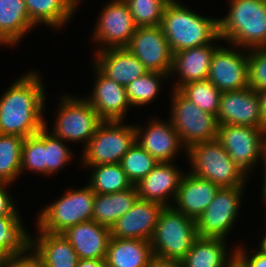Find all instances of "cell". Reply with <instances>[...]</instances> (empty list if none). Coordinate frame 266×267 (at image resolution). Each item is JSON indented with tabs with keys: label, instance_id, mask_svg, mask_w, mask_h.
I'll use <instances>...</instances> for the list:
<instances>
[{
	"label": "cell",
	"instance_id": "obj_1",
	"mask_svg": "<svg viewBox=\"0 0 266 267\" xmlns=\"http://www.w3.org/2000/svg\"><path fill=\"white\" fill-rule=\"evenodd\" d=\"M39 75L37 71L26 72L0 96V134L27 138L45 126L46 95Z\"/></svg>",
	"mask_w": 266,
	"mask_h": 267
},
{
	"label": "cell",
	"instance_id": "obj_2",
	"mask_svg": "<svg viewBox=\"0 0 266 267\" xmlns=\"http://www.w3.org/2000/svg\"><path fill=\"white\" fill-rule=\"evenodd\" d=\"M172 53L222 41L218 18L200 15L178 2L170 0L160 24Z\"/></svg>",
	"mask_w": 266,
	"mask_h": 267
},
{
	"label": "cell",
	"instance_id": "obj_3",
	"mask_svg": "<svg viewBox=\"0 0 266 267\" xmlns=\"http://www.w3.org/2000/svg\"><path fill=\"white\" fill-rule=\"evenodd\" d=\"M228 2V13L218 18L222 41L247 50L266 47V3L263 0Z\"/></svg>",
	"mask_w": 266,
	"mask_h": 267
},
{
	"label": "cell",
	"instance_id": "obj_4",
	"mask_svg": "<svg viewBox=\"0 0 266 267\" xmlns=\"http://www.w3.org/2000/svg\"><path fill=\"white\" fill-rule=\"evenodd\" d=\"M190 172L220 188L245 187L248 176L230 158L217 140L198 142L187 150Z\"/></svg>",
	"mask_w": 266,
	"mask_h": 267
},
{
	"label": "cell",
	"instance_id": "obj_5",
	"mask_svg": "<svg viewBox=\"0 0 266 267\" xmlns=\"http://www.w3.org/2000/svg\"><path fill=\"white\" fill-rule=\"evenodd\" d=\"M198 237L196 220L165 206L150 240L153 255L181 261Z\"/></svg>",
	"mask_w": 266,
	"mask_h": 267
},
{
	"label": "cell",
	"instance_id": "obj_6",
	"mask_svg": "<svg viewBox=\"0 0 266 267\" xmlns=\"http://www.w3.org/2000/svg\"><path fill=\"white\" fill-rule=\"evenodd\" d=\"M95 192L88 186L68 189L63 196L40 210L36 226L50 233L92 220Z\"/></svg>",
	"mask_w": 266,
	"mask_h": 267
},
{
	"label": "cell",
	"instance_id": "obj_7",
	"mask_svg": "<svg viewBox=\"0 0 266 267\" xmlns=\"http://www.w3.org/2000/svg\"><path fill=\"white\" fill-rule=\"evenodd\" d=\"M136 142L135 126L104 120L81 153L82 166L118 164Z\"/></svg>",
	"mask_w": 266,
	"mask_h": 267
},
{
	"label": "cell",
	"instance_id": "obj_8",
	"mask_svg": "<svg viewBox=\"0 0 266 267\" xmlns=\"http://www.w3.org/2000/svg\"><path fill=\"white\" fill-rule=\"evenodd\" d=\"M52 134L63 141L82 142L84 148L104 121L85 97L61 95Z\"/></svg>",
	"mask_w": 266,
	"mask_h": 267
},
{
	"label": "cell",
	"instance_id": "obj_9",
	"mask_svg": "<svg viewBox=\"0 0 266 267\" xmlns=\"http://www.w3.org/2000/svg\"><path fill=\"white\" fill-rule=\"evenodd\" d=\"M171 112L168 118L178 133L182 144L190 146L217 139L216 116L201 110L178 90L171 89Z\"/></svg>",
	"mask_w": 266,
	"mask_h": 267
},
{
	"label": "cell",
	"instance_id": "obj_10",
	"mask_svg": "<svg viewBox=\"0 0 266 267\" xmlns=\"http://www.w3.org/2000/svg\"><path fill=\"white\" fill-rule=\"evenodd\" d=\"M217 140L227 151L229 158L247 176L258 161L264 158L266 149L264 128L222 124L218 126Z\"/></svg>",
	"mask_w": 266,
	"mask_h": 267
},
{
	"label": "cell",
	"instance_id": "obj_11",
	"mask_svg": "<svg viewBox=\"0 0 266 267\" xmlns=\"http://www.w3.org/2000/svg\"><path fill=\"white\" fill-rule=\"evenodd\" d=\"M245 187L220 188L212 203L196 220L199 237L227 238L240 214Z\"/></svg>",
	"mask_w": 266,
	"mask_h": 267
},
{
	"label": "cell",
	"instance_id": "obj_12",
	"mask_svg": "<svg viewBox=\"0 0 266 267\" xmlns=\"http://www.w3.org/2000/svg\"><path fill=\"white\" fill-rule=\"evenodd\" d=\"M137 26L124 0H111L102 6L92 39L102 44L98 50L126 47Z\"/></svg>",
	"mask_w": 266,
	"mask_h": 267
},
{
	"label": "cell",
	"instance_id": "obj_13",
	"mask_svg": "<svg viewBox=\"0 0 266 267\" xmlns=\"http://www.w3.org/2000/svg\"><path fill=\"white\" fill-rule=\"evenodd\" d=\"M230 46H219L215 50L207 77L221 92L250 87L247 49Z\"/></svg>",
	"mask_w": 266,
	"mask_h": 267
},
{
	"label": "cell",
	"instance_id": "obj_14",
	"mask_svg": "<svg viewBox=\"0 0 266 267\" xmlns=\"http://www.w3.org/2000/svg\"><path fill=\"white\" fill-rule=\"evenodd\" d=\"M126 48L148 71L170 74L173 53L160 25L137 27Z\"/></svg>",
	"mask_w": 266,
	"mask_h": 267
},
{
	"label": "cell",
	"instance_id": "obj_15",
	"mask_svg": "<svg viewBox=\"0 0 266 267\" xmlns=\"http://www.w3.org/2000/svg\"><path fill=\"white\" fill-rule=\"evenodd\" d=\"M217 124L263 128L259 93L251 87L222 92L216 115Z\"/></svg>",
	"mask_w": 266,
	"mask_h": 267
},
{
	"label": "cell",
	"instance_id": "obj_16",
	"mask_svg": "<svg viewBox=\"0 0 266 267\" xmlns=\"http://www.w3.org/2000/svg\"><path fill=\"white\" fill-rule=\"evenodd\" d=\"M157 119V120H155ZM151 119L147 128L135 126L136 142L158 162H174L175 155L187 148L173 128L170 120L164 122L160 118Z\"/></svg>",
	"mask_w": 266,
	"mask_h": 267
},
{
	"label": "cell",
	"instance_id": "obj_17",
	"mask_svg": "<svg viewBox=\"0 0 266 267\" xmlns=\"http://www.w3.org/2000/svg\"><path fill=\"white\" fill-rule=\"evenodd\" d=\"M95 84L91 95L85 99L103 120L124 121L127 111L133 108L128 100L126 88L105 76L93 66Z\"/></svg>",
	"mask_w": 266,
	"mask_h": 267
},
{
	"label": "cell",
	"instance_id": "obj_18",
	"mask_svg": "<svg viewBox=\"0 0 266 267\" xmlns=\"http://www.w3.org/2000/svg\"><path fill=\"white\" fill-rule=\"evenodd\" d=\"M163 208L160 203L138 198L133 207L110 228L111 237L150 241Z\"/></svg>",
	"mask_w": 266,
	"mask_h": 267
},
{
	"label": "cell",
	"instance_id": "obj_19",
	"mask_svg": "<svg viewBox=\"0 0 266 267\" xmlns=\"http://www.w3.org/2000/svg\"><path fill=\"white\" fill-rule=\"evenodd\" d=\"M178 168L173 162H158L153 170L135 185L138 198L160 203L164 207L172 206L169 201L175 202L181 178L185 173Z\"/></svg>",
	"mask_w": 266,
	"mask_h": 267
},
{
	"label": "cell",
	"instance_id": "obj_20",
	"mask_svg": "<svg viewBox=\"0 0 266 267\" xmlns=\"http://www.w3.org/2000/svg\"><path fill=\"white\" fill-rule=\"evenodd\" d=\"M214 42L173 53L169 77L179 76L176 84L172 87L173 90H179L191 82L207 80L213 55L220 46V44L216 45L217 41Z\"/></svg>",
	"mask_w": 266,
	"mask_h": 267
},
{
	"label": "cell",
	"instance_id": "obj_21",
	"mask_svg": "<svg viewBox=\"0 0 266 267\" xmlns=\"http://www.w3.org/2000/svg\"><path fill=\"white\" fill-rule=\"evenodd\" d=\"M219 189L220 187L207 179L197 177L191 172L184 173L172 206L197 220L212 203Z\"/></svg>",
	"mask_w": 266,
	"mask_h": 267
},
{
	"label": "cell",
	"instance_id": "obj_22",
	"mask_svg": "<svg viewBox=\"0 0 266 267\" xmlns=\"http://www.w3.org/2000/svg\"><path fill=\"white\" fill-rule=\"evenodd\" d=\"M62 234L79 259L105 260L111 239L110 228L89 220L67 228Z\"/></svg>",
	"mask_w": 266,
	"mask_h": 267
},
{
	"label": "cell",
	"instance_id": "obj_23",
	"mask_svg": "<svg viewBox=\"0 0 266 267\" xmlns=\"http://www.w3.org/2000/svg\"><path fill=\"white\" fill-rule=\"evenodd\" d=\"M94 54L93 65L123 87L148 72L126 47L95 50Z\"/></svg>",
	"mask_w": 266,
	"mask_h": 267
},
{
	"label": "cell",
	"instance_id": "obj_24",
	"mask_svg": "<svg viewBox=\"0 0 266 267\" xmlns=\"http://www.w3.org/2000/svg\"><path fill=\"white\" fill-rule=\"evenodd\" d=\"M37 237L30 234V246L41 256L43 267H76L78 255L62 233H50L37 227Z\"/></svg>",
	"mask_w": 266,
	"mask_h": 267
},
{
	"label": "cell",
	"instance_id": "obj_25",
	"mask_svg": "<svg viewBox=\"0 0 266 267\" xmlns=\"http://www.w3.org/2000/svg\"><path fill=\"white\" fill-rule=\"evenodd\" d=\"M24 0H0V45L14 46L35 28Z\"/></svg>",
	"mask_w": 266,
	"mask_h": 267
},
{
	"label": "cell",
	"instance_id": "obj_26",
	"mask_svg": "<svg viewBox=\"0 0 266 267\" xmlns=\"http://www.w3.org/2000/svg\"><path fill=\"white\" fill-rule=\"evenodd\" d=\"M153 256L150 241L111 237L107 253V267H147Z\"/></svg>",
	"mask_w": 266,
	"mask_h": 267
},
{
	"label": "cell",
	"instance_id": "obj_27",
	"mask_svg": "<svg viewBox=\"0 0 266 267\" xmlns=\"http://www.w3.org/2000/svg\"><path fill=\"white\" fill-rule=\"evenodd\" d=\"M225 239L197 237L187 255L181 260L183 267H225L235 256V247L227 251ZM234 250V251H233ZM232 252V253H231ZM229 253H231L229 255Z\"/></svg>",
	"mask_w": 266,
	"mask_h": 267
},
{
	"label": "cell",
	"instance_id": "obj_28",
	"mask_svg": "<svg viewBox=\"0 0 266 267\" xmlns=\"http://www.w3.org/2000/svg\"><path fill=\"white\" fill-rule=\"evenodd\" d=\"M30 20L36 25L60 29L74 16L79 0H24ZM64 25V26H63Z\"/></svg>",
	"mask_w": 266,
	"mask_h": 267
},
{
	"label": "cell",
	"instance_id": "obj_29",
	"mask_svg": "<svg viewBox=\"0 0 266 267\" xmlns=\"http://www.w3.org/2000/svg\"><path fill=\"white\" fill-rule=\"evenodd\" d=\"M138 199L135 185L124 191L110 194H95L92 220L111 228L114 223L126 214Z\"/></svg>",
	"mask_w": 266,
	"mask_h": 267
},
{
	"label": "cell",
	"instance_id": "obj_30",
	"mask_svg": "<svg viewBox=\"0 0 266 267\" xmlns=\"http://www.w3.org/2000/svg\"><path fill=\"white\" fill-rule=\"evenodd\" d=\"M87 167L93 169L91 177H88L90 178L88 179V186L95 193H116L134 186L123 171L120 163L88 165Z\"/></svg>",
	"mask_w": 266,
	"mask_h": 267
},
{
	"label": "cell",
	"instance_id": "obj_31",
	"mask_svg": "<svg viewBox=\"0 0 266 267\" xmlns=\"http://www.w3.org/2000/svg\"><path fill=\"white\" fill-rule=\"evenodd\" d=\"M21 217H0V260L20 253L30 244Z\"/></svg>",
	"mask_w": 266,
	"mask_h": 267
},
{
	"label": "cell",
	"instance_id": "obj_32",
	"mask_svg": "<svg viewBox=\"0 0 266 267\" xmlns=\"http://www.w3.org/2000/svg\"><path fill=\"white\" fill-rule=\"evenodd\" d=\"M24 138L0 134V181L13 183L21 175V153Z\"/></svg>",
	"mask_w": 266,
	"mask_h": 267
},
{
	"label": "cell",
	"instance_id": "obj_33",
	"mask_svg": "<svg viewBox=\"0 0 266 267\" xmlns=\"http://www.w3.org/2000/svg\"><path fill=\"white\" fill-rule=\"evenodd\" d=\"M169 78L168 74L148 71L129 83L125 88L131 106L143 107L153 102L160 93L161 82Z\"/></svg>",
	"mask_w": 266,
	"mask_h": 267
},
{
	"label": "cell",
	"instance_id": "obj_34",
	"mask_svg": "<svg viewBox=\"0 0 266 267\" xmlns=\"http://www.w3.org/2000/svg\"><path fill=\"white\" fill-rule=\"evenodd\" d=\"M178 91L201 110L217 115L222 92L208 79L188 83Z\"/></svg>",
	"mask_w": 266,
	"mask_h": 267
},
{
	"label": "cell",
	"instance_id": "obj_35",
	"mask_svg": "<svg viewBox=\"0 0 266 267\" xmlns=\"http://www.w3.org/2000/svg\"><path fill=\"white\" fill-rule=\"evenodd\" d=\"M46 175V127L36 135L24 138L21 153V174L25 171Z\"/></svg>",
	"mask_w": 266,
	"mask_h": 267
},
{
	"label": "cell",
	"instance_id": "obj_36",
	"mask_svg": "<svg viewBox=\"0 0 266 267\" xmlns=\"http://www.w3.org/2000/svg\"><path fill=\"white\" fill-rule=\"evenodd\" d=\"M157 163L158 161L137 142L132 145L120 162L123 171L133 185L146 177Z\"/></svg>",
	"mask_w": 266,
	"mask_h": 267
},
{
	"label": "cell",
	"instance_id": "obj_37",
	"mask_svg": "<svg viewBox=\"0 0 266 267\" xmlns=\"http://www.w3.org/2000/svg\"><path fill=\"white\" fill-rule=\"evenodd\" d=\"M137 27L161 24L166 5L170 0H124Z\"/></svg>",
	"mask_w": 266,
	"mask_h": 267
},
{
	"label": "cell",
	"instance_id": "obj_38",
	"mask_svg": "<svg viewBox=\"0 0 266 267\" xmlns=\"http://www.w3.org/2000/svg\"><path fill=\"white\" fill-rule=\"evenodd\" d=\"M46 127V175L50 176L62 170L63 166L70 163L73 157L71 148L68 143L54 136ZM50 132V133H49Z\"/></svg>",
	"mask_w": 266,
	"mask_h": 267
},
{
	"label": "cell",
	"instance_id": "obj_39",
	"mask_svg": "<svg viewBox=\"0 0 266 267\" xmlns=\"http://www.w3.org/2000/svg\"><path fill=\"white\" fill-rule=\"evenodd\" d=\"M249 86L256 92L266 89V47L248 50Z\"/></svg>",
	"mask_w": 266,
	"mask_h": 267
},
{
	"label": "cell",
	"instance_id": "obj_40",
	"mask_svg": "<svg viewBox=\"0 0 266 267\" xmlns=\"http://www.w3.org/2000/svg\"><path fill=\"white\" fill-rule=\"evenodd\" d=\"M0 267H43V262L41 256L29 244L20 253L0 260Z\"/></svg>",
	"mask_w": 266,
	"mask_h": 267
},
{
	"label": "cell",
	"instance_id": "obj_41",
	"mask_svg": "<svg viewBox=\"0 0 266 267\" xmlns=\"http://www.w3.org/2000/svg\"><path fill=\"white\" fill-rule=\"evenodd\" d=\"M9 182L0 183V217H20L17 204L7 192Z\"/></svg>",
	"mask_w": 266,
	"mask_h": 267
},
{
	"label": "cell",
	"instance_id": "obj_42",
	"mask_svg": "<svg viewBox=\"0 0 266 267\" xmlns=\"http://www.w3.org/2000/svg\"><path fill=\"white\" fill-rule=\"evenodd\" d=\"M235 254L243 261L247 267H266V255L257 250L248 251L243 246H235ZM246 250V251H245ZM250 252V253H248ZM250 254V255H249Z\"/></svg>",
	"mask_w": 266,
	"mask_h": 267
},
{
	"label": "cell",
	"instance_id": "obj_43",
	"mask_svg": "<svg viewBox=\"0 0 266 267\" xmlns=\"http://www.w3.org/2000/svg\"><path fill=\"white\" fill-rule=\"evenodd\" d=\"M147 267H183L181 261L153 255Z\"/></svg>",
	"mask_w": 266,
	"mask_h": 267
},
{
	"label": "cell",
	"instance_id": "obj_44",
	"mask_svg": "<svg viewBox=\"0 0 266 267\" xmlns=\"http://www.w3.org/2000/svg\"><path fill=\"white\" fill-rule=\"evenodd\" d=\"M76 267H107L105 260L79 259Z\"/></svg>",
	"mask_w": 266,
	"mask_h": 267
},
{
	"label": "cell",
	"instance_id": "obj_45",
	"mask_svg": "<svg viewBox=\"0 0 266 267\" xmlns=\"http://www.w3.org/2000/svg\"><path fill=\"white\" fill-rule=\"evenodd\" d=\"M258 93L262 109L263 128L266 130V89L259 91Z\"/></svg>",
	"mask_w": 266,
	"mask_h": 267
},
{
	"label": "cell",
	"instance_id": "obj_46",
	"mask_svg": "<svg viewBox=\"0 0 266 267\" xmlns=\"http://www.w3.org/2000/svg\"><path fill=\"white\" fill-rule=\"evenodd\" d=\"M263 161V170H264V174H263V187H262V201H263V204L265 203V206H266V149H265V153H264V158L262 159Z\"/></svg>",
	"mask_w": 266,
	"mask_h": 267
},
{
	"label": "cell",
	"instance_id": "obj_47",
	"mask_svg": "<svg viewBox=\"0 0 266 267\" xmlns=\"http://www.w3.org/2000/svg\"><path fill=\"white\" fill-rule=\"evenodd\" d=\"M225 267H247L243 261L235 254V256L227 263Z\"/></svg>",
	"mask_w": 266,
	"mask_h": 267
},
{
	"label": "cell",
	"instance_id": "obj_48",
	"mask_svg": "<svg viewBox=\"0 0 266 267\" xmlns=\"http://www.w3.org/2000/svg\"><path fill=\"white\" fill-rule=\"evenodd\" d=\"M259 250L266 255V234L262 237L261 243H259Z\"/></svg>",
	"mask_w": 266,
	"mask_h": 267
}]
</instances>
